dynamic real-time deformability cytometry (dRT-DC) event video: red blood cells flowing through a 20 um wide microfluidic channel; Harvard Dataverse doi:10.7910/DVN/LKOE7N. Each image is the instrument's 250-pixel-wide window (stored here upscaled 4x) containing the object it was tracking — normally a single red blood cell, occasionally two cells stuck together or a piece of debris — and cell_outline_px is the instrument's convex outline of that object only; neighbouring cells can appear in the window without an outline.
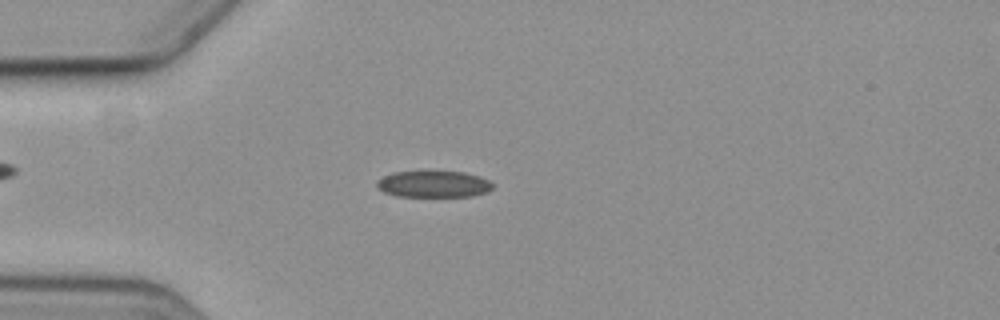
{"species": "common noctule bat (a hibernating species)", "species_latin": "Nyctalus noctula", "temperature_condition": "cold", "stored_images_in_passage": 58, "camera_frame_rate_fps": 3000, "um_per_image_px": 0.085, "animal": {"sex": "female", "body_mass_g": 19.3, "forearm_length_mm": 54.1}, "frame": {"image": 1, "passage_image": 16, "time_ms": 5.0, "image_size_px": [1000, 320], "cell_outline_px": [[492, 188], [488, 192], [472, 196], [396, 196], [384, 192], [376, 188], [376, 180], [392, 172], [464, 172], [480, 176], [488, 180], [492, 184]], "centroid_in_image_um": [36.83, 15.65], "position_along_channel_um": 48.2, "area_um2": 17.86}}
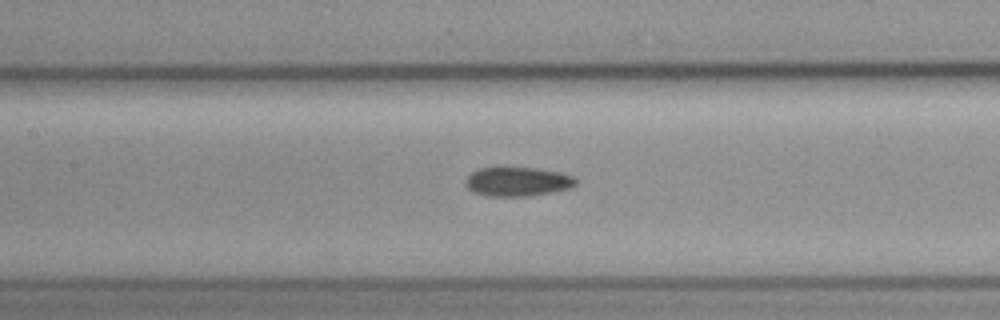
{"frame": {"image": 2, "passage_image": 27, "time_ms": 8.667, "image_size_px": [1000, 320], "cell_outline_px": [[576, 184], [572, 188], [532, 196], [488, 196], [472, 192], [464, 184], [464, 180], [472, 172], [480, 168], [536, 168], [560, 172], [572, 176], [576, 180]], "centroid_in_image_um": [43.98, 15.45], "position_along_channel_um": 163.4, "area_um2": 18.79}}
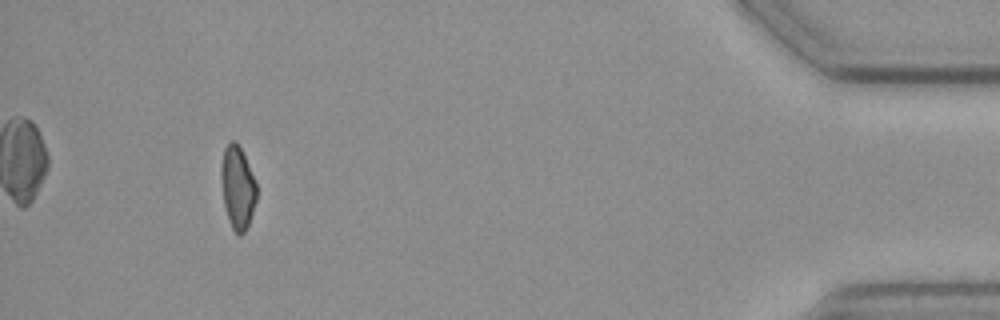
{"frame": {"image": 3, "passage_image": 54, "time_ms": 17.667, "image_size_px": [1000, 320], "cell_outline_px": [[256, 200], [248, 224], [244, 232], [240, 236], [236, 236], [228, 220], [224, 204], [220, 176], [220, 164], [224, 148], [232, 140], [236, 140], [244, 156], [256, 184]], "centroid_in_image_um": [20.16, 15.95], "position_along_channel_um": 415.0, "area_um2": 17.05}}